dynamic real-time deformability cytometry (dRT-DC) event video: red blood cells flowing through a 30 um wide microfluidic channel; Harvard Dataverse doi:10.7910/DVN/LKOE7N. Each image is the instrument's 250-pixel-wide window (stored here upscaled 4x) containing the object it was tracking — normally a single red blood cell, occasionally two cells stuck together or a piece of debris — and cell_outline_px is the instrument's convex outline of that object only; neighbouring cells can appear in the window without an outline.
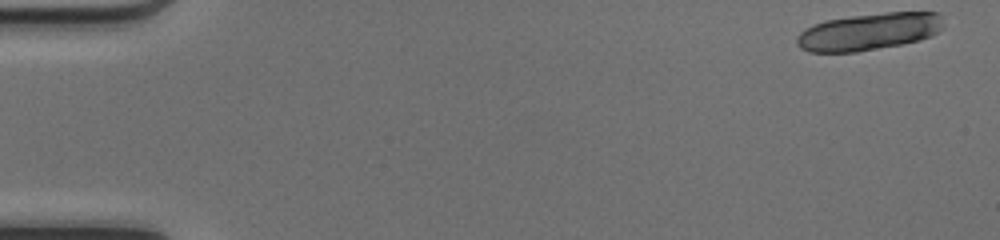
{"species": "common noctule bat (a hibernating species)", "species_latin": "Nyctalus noctula", "temperature_condition": "cold", "stored_images_in_passage": 18, "camera_frame_rate_fps": 3000, "um_per_image_px": 0.085, "animal": {"sex": "female", "body_mass_g": 17.0, "forearm_length_mm": 48.0}, "frame": {"image": 1, "passage_image": 1, "time_ms": 0.0, "image_size_px": [1000, 240], "cell_outline_px": [[944, 24], [932, 36], [920, 40], [904, 44], [856, 52], [808, 52], [800, 48], [796, 44], [796, 36], [804, 28], [812, 24], [824, 20], [852, 16], [884, 12], [940, 12]], "centroid_in_image_um": [73.83, 2.69], "position_along_channel_um": 11.2, "area_um2": 32.14}}